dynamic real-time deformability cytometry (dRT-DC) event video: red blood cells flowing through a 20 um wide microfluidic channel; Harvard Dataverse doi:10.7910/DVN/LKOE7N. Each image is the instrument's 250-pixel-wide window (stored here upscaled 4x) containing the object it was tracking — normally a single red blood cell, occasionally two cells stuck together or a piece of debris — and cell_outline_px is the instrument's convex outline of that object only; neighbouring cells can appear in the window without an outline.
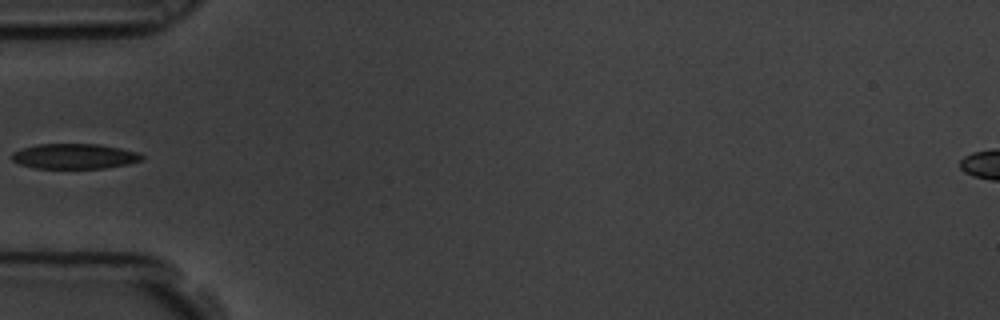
{"species": "common noctule bat (a hibernating species)", "species_latin": "Nyctalus noctula", "temperature_condition": "room temperature", "stored_images_in_passage": 5, "camera_frame_rate_fps": 3000, "um_per_image_px": 0.085, "animal": {"sex": "male", "body_mass_g": 19.5, "forearm_length_mm": 54.6}, "frame": {"image": 1, "passage_image": 5, "time_ms": 1.333, "image_size_px": [1000, 320], "cell_outline_px": [[144, 160], [128, 164], [104, 168], [36, 168], [20, 164], [12, 160], [12, 152], [20, 148], [36, 144], [100, 144], [140, 152], [144, 156]], "centroid_in_image_um": [6.35, 13.27], "position_along_channel_um": 78.6, "area_um2": 19.25}}